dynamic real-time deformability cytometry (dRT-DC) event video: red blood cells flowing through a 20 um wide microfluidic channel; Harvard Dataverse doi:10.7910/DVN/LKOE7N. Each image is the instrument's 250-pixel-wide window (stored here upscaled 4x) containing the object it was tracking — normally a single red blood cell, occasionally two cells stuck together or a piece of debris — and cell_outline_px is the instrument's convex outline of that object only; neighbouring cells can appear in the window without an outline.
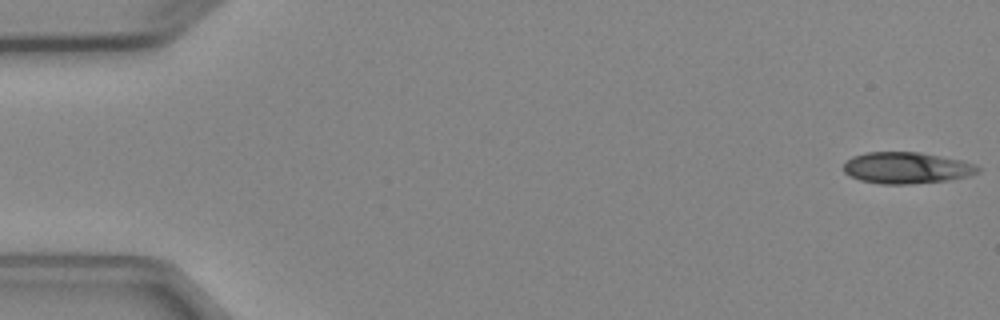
{"species": "Egyptian fruit bat (a non-hibernating species)", "species_latin": "Rousettus aegyptiacus", "temperature_condition": "cold", "stored_images_in_passage": 7, "camera_frame_rate_fps": 3000, "um_per_image_px": 0.085, "animal": {"sex": "female"}, "frame": {"image": 1, "passage_image": 1, "time_ms": 0.0, "image_size_px": [1000, 320], "cell_outline_px": [[980, 172], [968, 176], [948, 180], [912, 184], [880, 184], [860, 180], [844, 172], [844, 160], [852, 156], [868, 152], [920, 152], [960, 160], [972, 164], [980, 168]], "centroid_in_image_um": [77.03, 14.27], "position_along_channel_um": 8.0, "area_um2": 24.57}}
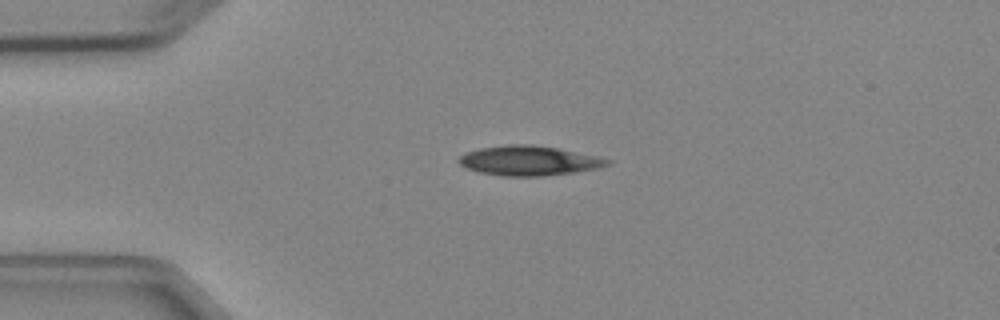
{"frame": {"image": 2, "passage_image": 4, "time_ms": 3.667, "image_size_px": [1000, 320], "cell_outline_px": [[612, 164], [600, 168], [576, 172], [544, 176], [500, 176], [480, 172], [464, 168], [456, 160], [464, 152], [480, 148], [508, 144], [532, 144], [560, 148], [600, 156], [612, 160]], "centroid_in_image_um": [45.0, 13.65], "position_along_channel_um": 40.0, "area_um2": 26.3}}